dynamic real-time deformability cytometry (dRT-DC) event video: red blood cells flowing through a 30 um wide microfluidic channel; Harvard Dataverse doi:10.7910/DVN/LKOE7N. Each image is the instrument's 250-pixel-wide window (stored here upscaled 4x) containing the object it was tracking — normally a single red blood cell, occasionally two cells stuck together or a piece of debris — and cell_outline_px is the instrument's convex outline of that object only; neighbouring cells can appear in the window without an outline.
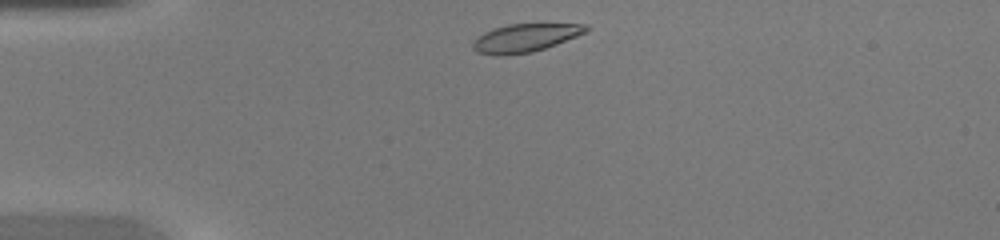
{"species": "common noctule bat (a hibernating species)", "species_latin": "Nyctalus noctula", "temperature_condition": "warm", "stored_images_in_passage": 37, "camera_frame_rate_fps": 3000, "um_per_image_px": 0.085, "animal": {"sex": "female", "body_mass_g": 20.0, "forearm_length_mm": 54.0}, "frame": {"image": 1, "passage_image": 1, "time_ms": 0.0, "image_size_px": [1000, 240], "cell_outline_px": [[588, 32], [556, 44], [532, 52], [504, 56], [496, 56], [476, 52], [472, 48], [472, 44], [484, 32], [508, 24], [584, 24], [588, 28]], "centroid_in_image_um": [44.63, 3.23], "position_along_channel_um": 40.4, "area_um2": 18.44}}
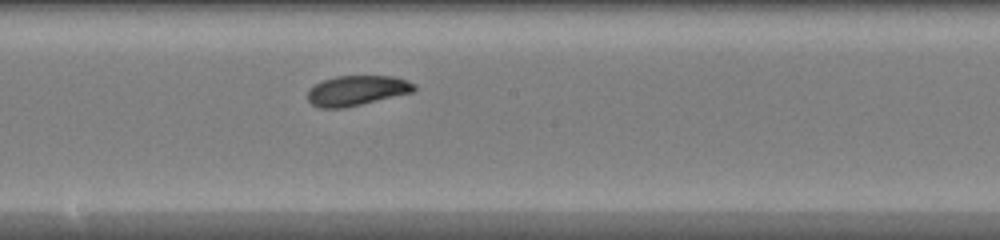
{"frame": {"image": 2, "passage_image": 16, "time_ms": 5.0, "image_size_px": [1000, 240], "cell_outline_px": [[416, 88], [412, 92], [344, 108], [316, 108], [308, 100], [308, 88], [320, 80], [336, 76], [392, 76], [408, 80], [416, 84]], "centroid_in_image_um": [30.29, 7.69], "position_along_channel_um": 217.9, "area_um2": 18.79}}
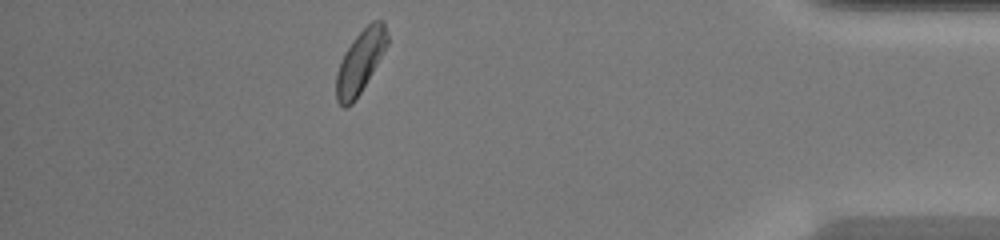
{"frame": {"image": 3, "passage_image": 32, "time_ms": 10.333, "image_size_px": [1000, 240], "cell_outline_px": [[388, 44], [360, 92], [352, 104], [348, 108], [344, 108], [336, 100], [336, 72], [344, 52], [352, 40], [372, 20], [384, 20], [388, 36]], "centroid_in_image_um": [30.6, 5.23], "position_along_channel_um": 404.6, "area_um2": 18.5}, "authors_computed_cell_mechanics": {"area_um2": 18.6694, "velocity_mm_per_s": 4.2995, "shape_relaxation_time_tau1_ms": 3.5321, "shape_relaxation_time_tau2_ms": 2.6705, "deformation_change_tau1": 0.1476, "deformation_change_tau2": 0.0521}}